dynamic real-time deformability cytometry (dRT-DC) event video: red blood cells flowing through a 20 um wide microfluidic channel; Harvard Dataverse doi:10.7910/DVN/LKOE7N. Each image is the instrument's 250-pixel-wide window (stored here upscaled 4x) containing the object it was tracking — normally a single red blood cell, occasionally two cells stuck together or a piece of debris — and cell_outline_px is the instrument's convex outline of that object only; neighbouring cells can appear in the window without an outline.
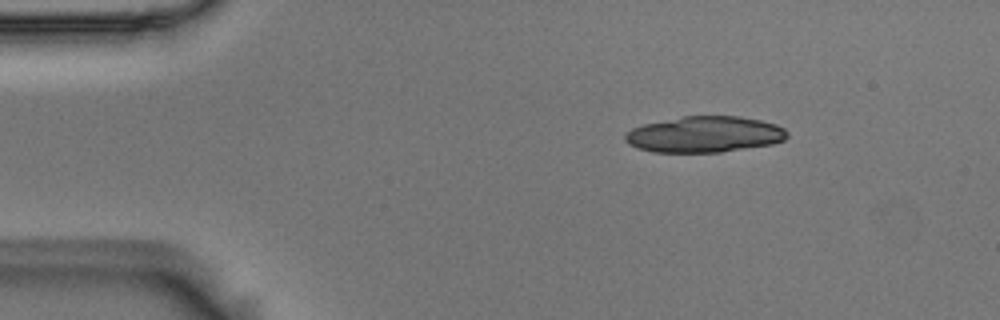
{"species": "Egyptian fruit bat (a non-hibernating species)", "species_latin": "Rousettus aegyptiacus", "temperature_condition": "room temperature", "stored_images_in_passage": 16, "camera_frame_rate_fps": 3000, "um_per_image_px": 0.085, "animal": {"sex": "male"}, "frame": {"image": 1, "passage_image": 1, "time_ms": 0.0, "image_size_px": [1000, 320], "cell_outline_px": [[788, 136], [784, 140], [772, 144], [720, 152], [652, 152], [636, 148], [628, 144], [624, 140], [624, 136], [632, 128], [644, 124], [684, 116], [740, 116], [760, 120], [776, 124], [784, 128], [788, 132]], "centroid_in_image_um": [59.89, 11.42], "position_along_channel_um": 25.1, "area_um2": 34.1}}